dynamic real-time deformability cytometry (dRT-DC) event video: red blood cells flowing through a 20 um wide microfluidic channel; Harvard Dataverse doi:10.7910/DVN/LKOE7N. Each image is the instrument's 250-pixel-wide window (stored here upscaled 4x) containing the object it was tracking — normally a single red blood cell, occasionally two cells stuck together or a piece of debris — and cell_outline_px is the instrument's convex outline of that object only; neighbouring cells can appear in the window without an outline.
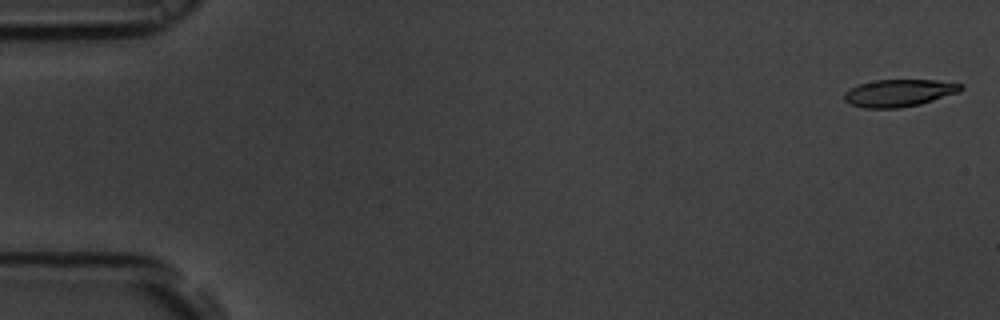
{"species": "common noctule bat (a hibernating species)", "species_latin": "Nyctalus noctula", "temperature_condition": "room temperature", "stored_images_in_passage": 6, "camera_frame_rate_fps": 3000, "um_per_image_px": 0.085, "animal": {"sex": "male", "body_mass_g": 19.5, "forearm_length_mm": 54.6}, "frame": {"image": 1, "passage_image": 1, "time_ms": 0.0, "image_size_px": [1000, 320], "cell_outline_px": [[964, 88], [960, 92], [920, 104], [900, 108], [864, 108], [852, 104], [844, 100], [844, 92], [860, 84], [876, 80], [936, 80], [964, 84]], "centroid_in_image_um": [76.46, 7.9], "position_along_channel_um": 8.5, "area_um2": 18.5}}